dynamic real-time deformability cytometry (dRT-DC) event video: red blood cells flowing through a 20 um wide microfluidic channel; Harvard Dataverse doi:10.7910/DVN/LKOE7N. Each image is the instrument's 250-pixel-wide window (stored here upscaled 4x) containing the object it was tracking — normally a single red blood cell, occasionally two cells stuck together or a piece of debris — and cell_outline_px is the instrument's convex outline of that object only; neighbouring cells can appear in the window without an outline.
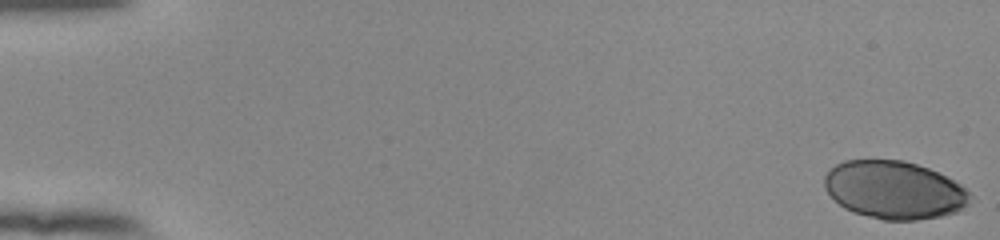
{"species": "human", "species_latin": "Homo sapiens", "temperature_condition": "room temperature", "stored_images_in_passage": 53, "camera_frame_rate_fps": 3000, "um_per_image_px": 0.085, "donor": {"sex": "female"}, "frame": {"image": 1, "passage_image": 1, "time_ms": 0.0, "image_size_px": [1000, 240], "cell_outline_px": [[972, 196], [968, 204], [956, 212], [940, 216], [916, 220], [884, 220], [852, 212], [844, 208], [824, 188], [824, 176], [836, 164], [844, 160], [904, 160], [928, 168], [960, 184]], "centroid_in_image_um": [76.0, 16.15], "position_along_channel_um": 9.0, "area_um2": 48.84}}
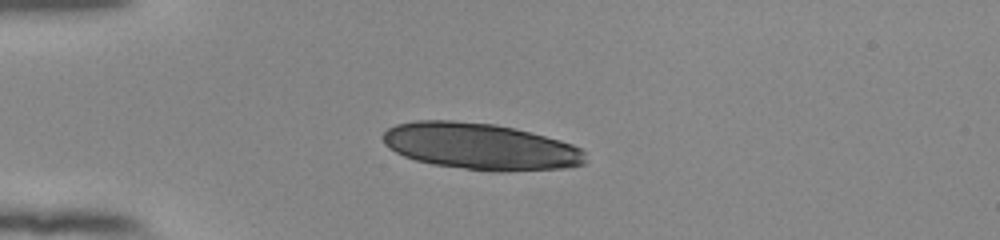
{"frame": {"image": 2, "passage_image": 15, "time_ms": 4.667, "image_size_px": [1000, 240], "cell_outline_px": [[584, 164], [564, 168], [508, 172], [496, 172], [432, 164], [416, 160], [404, 156], [388, 148], [384, 144], [384, 132], [388, 128], [396, 124], [416, 120], [452, 120], [496, 124], [516, 128], [560, 140], [572, 144], [580, 148], [584, 152]], "centroid_in_image_um": [40.83, 12.44], "position_along_channel_um": 44.2, "area_um2": 55.03}}